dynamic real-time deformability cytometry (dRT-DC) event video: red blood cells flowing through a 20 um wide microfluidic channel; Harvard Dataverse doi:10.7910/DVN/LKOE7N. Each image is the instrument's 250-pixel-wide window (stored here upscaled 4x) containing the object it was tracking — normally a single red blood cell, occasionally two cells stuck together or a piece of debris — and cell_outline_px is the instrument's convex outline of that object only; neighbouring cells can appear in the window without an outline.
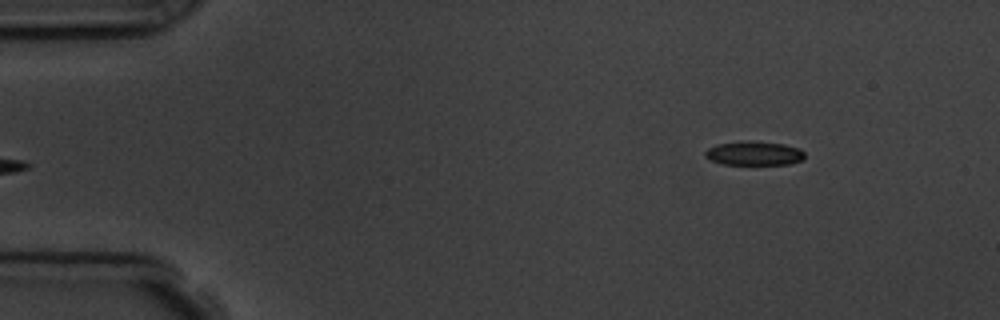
{"species": "common noctule bat (a hibernating species)", "species_latin": "Nyctalus noctula", "temperature_condition": "room temperature", "stored_images_in_passage": 5, "segment_of_instrument_passage": [2, 2], "camera_frame_rate_fps": 3000, "um_per_image_px": 0.085, "animal": {"sex": "male", "body_mass_g": 19.5, "forearm_length_mm": 54.6}, "frame": {"image": 1, "passage_image": 5, "time_ms": 4.667, "image_size_px": [1000, 320], "cell_outline_px": [[804, 156], [800, 160], [788, 164], [724, 164], [712, 160], [704, 156], [704, 152], [708, 148], [716, 144], [744, 140], [784, 144], [800, 148], [804, 152]], "centroid_in_image_um": [64.07, 13.01], "position_along_channel_um": 20.9, "area_um2": 13.87}}